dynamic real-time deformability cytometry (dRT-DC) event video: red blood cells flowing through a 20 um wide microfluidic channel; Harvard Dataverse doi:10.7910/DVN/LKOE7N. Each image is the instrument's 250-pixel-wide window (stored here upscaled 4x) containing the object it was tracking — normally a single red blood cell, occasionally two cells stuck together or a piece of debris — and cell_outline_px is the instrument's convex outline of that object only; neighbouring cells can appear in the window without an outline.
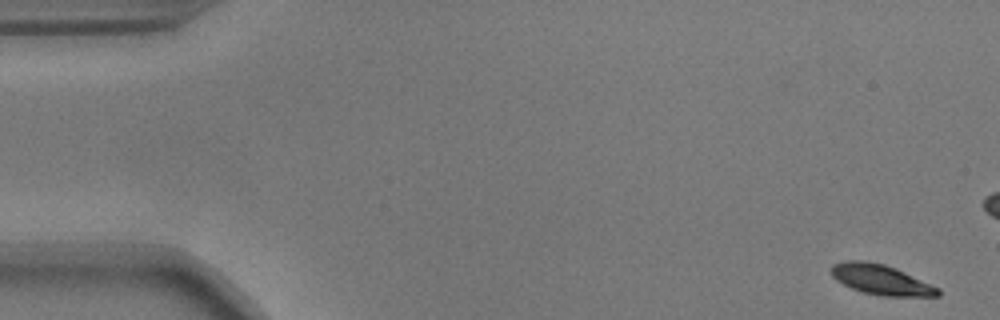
{"species": "common noctule bat (a hibernating species)", "species_latin": "Nyctalus noctula", "temperature_condition": "warm", "stored_images_in_passage": 16, "camera_frame_rate_fps": 3000, "um_per_image_px": 0.085, "animal": {"sex": "male", "body_mass_g": 17.9}, "frame": {"image": 1, "passage_image": 1, "time_ms": 0.0, "image_size_px": [1000, 320], "cell_outline_px": [[940, 296], [884, 296], [864, 292], [852, 288], [836, 280], [832, 276], [832, 264], [844, 260], [864, 260], [884, 264], [896, 268], [940, 288]], "centroid_in_image_um": [74.89, 23.76], "position_along_channel_um": 10.1, "area_um2": 18.67}}